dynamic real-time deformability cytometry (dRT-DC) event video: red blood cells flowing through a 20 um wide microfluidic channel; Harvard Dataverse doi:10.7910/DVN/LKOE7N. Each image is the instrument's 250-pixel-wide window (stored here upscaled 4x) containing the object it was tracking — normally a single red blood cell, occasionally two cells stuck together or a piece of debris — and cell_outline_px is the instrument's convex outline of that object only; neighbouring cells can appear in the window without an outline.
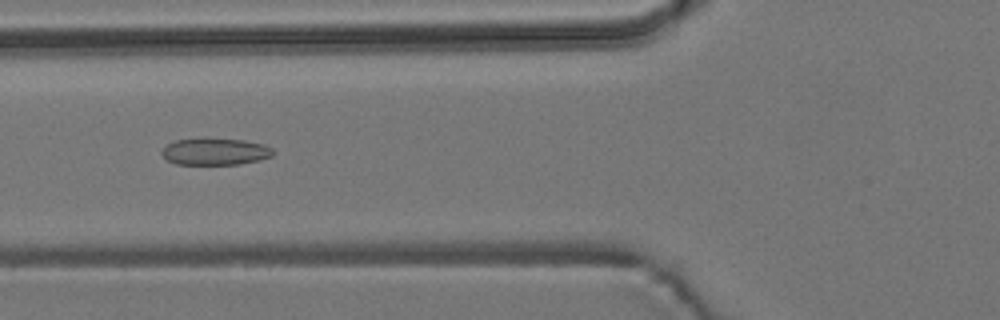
{"species": "common noctule bat (a hibernating species)", "species_latin": "Nyctalus noctula", "temperature_condition": "room temperature", "stored_images_in_passage": 55, "camera_frame_rate_fps": 3000, "um_per_image_px": 0.085, "animal": {"sex": "male", "body_mass_g": 19.2, "forearm_length_mm": 51.8}, "frame": {"image": 1, "passage_image": 21, "time_ms": 6.667, "image_size_px": [1000, 320], "cell_outline_px": [[276, 152], [272, 156], [260, 160], [240, 164], [176, 164], [168, 160], [160, 152], [168, 144], [176, 140], [204, 136], [208, 136], [244, 140], [264, 144], [272, 148]], "centroid_in_image_um": [18.32, 12.85], "position_along_channel_um": 107.5, "area_um2": 17.98}}
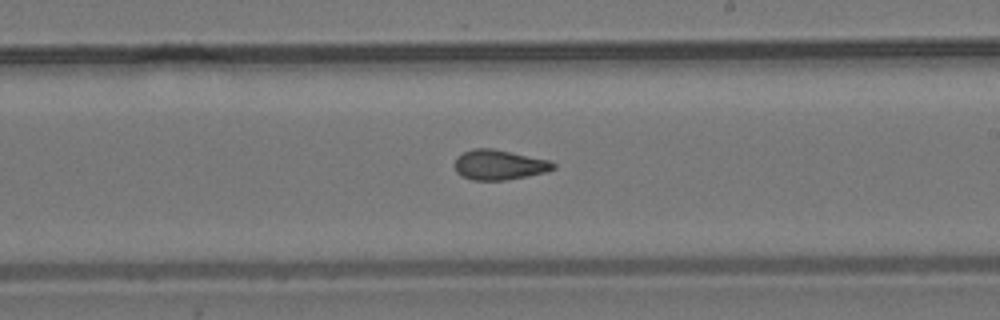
{"frame": {"image": 2, "passage_image": 32, "time_ms": 10.333, "image_size_px": [1000, 320], "cell_outline_px": [[556, 168], [548, 172], [504, 180], [472, 180], [460, 176], [456, 172], [456, 156], [472, 148], [492, 148], [552, 160], [556, 164]], "centroid_in_image_um": [42.46, 14.0], "position_along_channel_um": 246.5, "area_um2": 17.46}}
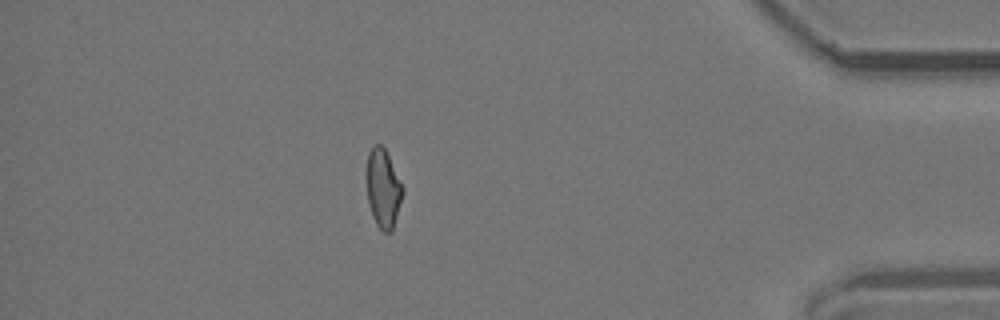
{"frame": {"image": 3, "passage_image": 48, "time_ms": 15.667, "image_size_px": [1000, 320], "cell_outline_px": [[404, 192], [392, 232], [384, 232], [376, 224], [372, 216], [368, 204], [364, 176], [368, 152], [372, 144], [380, 144], [384, 148], [404, 188]], "centroid_in_image_um": [32.52, 16.0], "position_along_channel_um": 402.7, "area_um2": 17.05}, "authors_computed_cell_mechanics": {"area_um2": 17.5134, "velocity_mm_per_s": 3.7832, "shape_relaxation_time_tau1_ms": null, "shape_relaxation_time_tau2_ms": 2.3476, "deformation_change_tau1": null, "deformation_change_tau2": 0.0852}}